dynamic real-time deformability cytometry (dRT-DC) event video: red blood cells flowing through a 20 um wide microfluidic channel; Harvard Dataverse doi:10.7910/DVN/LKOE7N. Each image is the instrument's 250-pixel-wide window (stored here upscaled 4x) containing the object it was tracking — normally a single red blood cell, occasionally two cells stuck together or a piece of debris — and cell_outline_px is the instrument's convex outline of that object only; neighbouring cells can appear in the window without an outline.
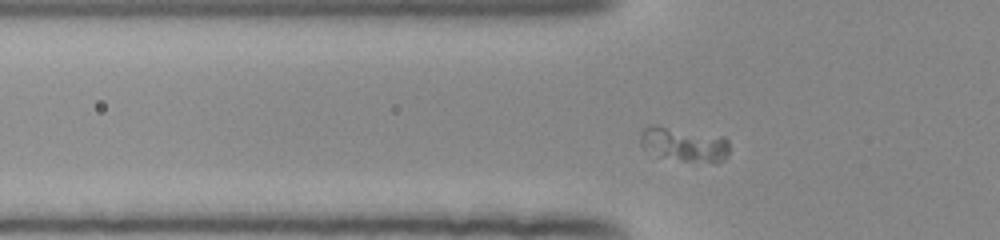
{"species": "human", "species_latin": "Homo sapiens", "temperature_condition": "room temperature", "stored_images_in_passage": 40, "camera_frame_rate_fps": 3000, "um_per_image_px": 0.085, "donor": {"sex": "female"}, "frame": {"image": 1, "passage_image": 5, "time_ms": 1.333, "image_size_px": [1000, 240], "cell_outline_px": [[728, 156], [724, 160], [716, 164], [684, 160], [660, 156], [640, 144], [640, 132], [644, 128], [664, 128], [724, 136], [728, 140]], "centroid_in_image_um": [58.26, 12.32], "position_along_channel_um": 67.5, "area_um2": 16.99}}